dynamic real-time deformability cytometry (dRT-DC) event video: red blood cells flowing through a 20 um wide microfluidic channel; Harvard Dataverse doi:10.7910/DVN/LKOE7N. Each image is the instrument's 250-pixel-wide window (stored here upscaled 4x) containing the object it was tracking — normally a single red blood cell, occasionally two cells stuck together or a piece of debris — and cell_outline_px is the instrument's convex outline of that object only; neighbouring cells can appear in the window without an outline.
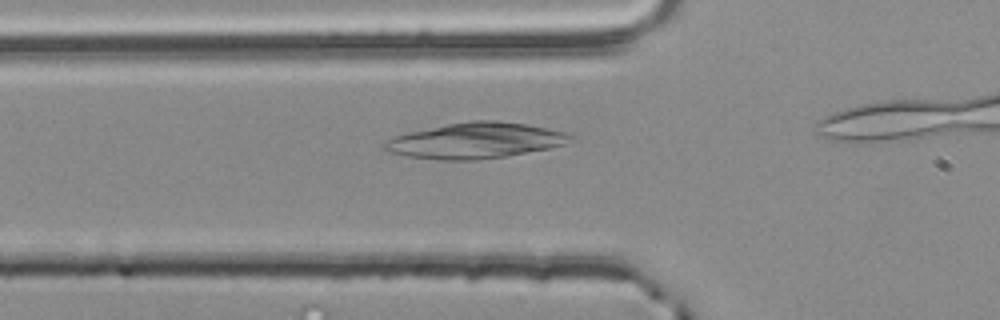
{"species": "common noctule bat (a hibernating species)", "species_latin": "Nyctalus noctula", "temperature_condition": "room temperature", "stored_images_in_passage": 17, "camera_frame_rate_fps": 3000, "um_per_image_px": 0.085, "animal": {"sex": "male", "body_mass_g": 20.4}, "frame": {"image": 1, "passage_image": 12, "time_ms": 3.667, "image_size_px": [1000, 320], "cell_outline_px": [[576, 136], [564, 144], [552, 148], [504, 156], [476, 160], [440, 160], [404, 156], [392, 152], [384, 148], [380, 144], [396, 136], [408, 132], [448, 124], [472, 120], [492, 120], [528, 124], [548, 128], [564, 132]], "centroid_in_image_um": [40.43, 11.95], "position_along_channel_um": 85.4, "area_um2": 38.55}}
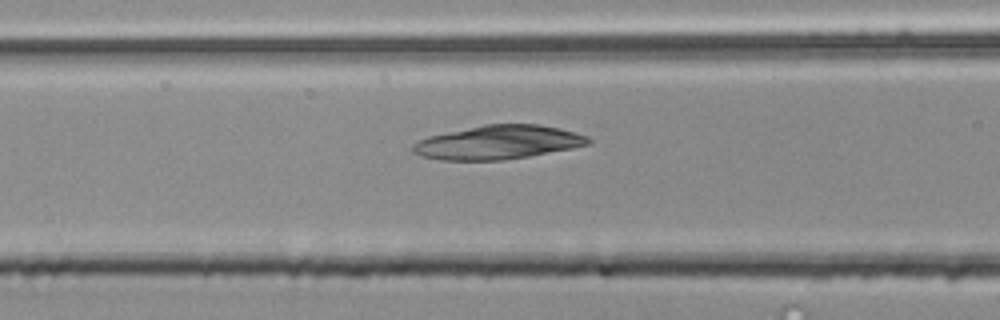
{"frame": {"image": 2, "passage_image": 15, "time_ms": 4.667, "image_size_px": [1000, 320], "cell_outline_px": [[592, 140], [588, 144], [572, 148], [528, 156], [504, 160], [440, 160], [424, 156], [412, 152], [412, 144], [428, 136], [484, 124], [540, 124], [560, 128], [576, 132], [588, 136]], "centroid_in_image_um": [42.35, 12.09], "position_along_channel_um": 124.2, "area_um2": 34.51}}